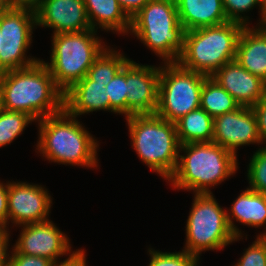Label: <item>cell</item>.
Returning a JSON list of instances; mask_svg holds the SVG:
<instances>
[{"label": "cell", "instance_id": "6da1fadb", "mask_svg": "<svg viewBox=\"0 0 266 266\" xmlns=\"http://www.w3.org/2000/svg\"><path fill=\"white\" fill-rule=\"evenodd\" d=\"M0 93L3 109L27 113L35 122L64 109V92L43 60L0 73Z\"/></svg>", "mask_w": 266, "mask_h": 266}, {"label": "cell", "instance_id": "7a4b0ae2", "mask_svg": "<svg viewBox=\"0 0 266 266\" xmlns=\"http://www.w3.org/2000/svg\"><path fill=\"white\" fill-rule=\"evenodd\" d=\"M38 152L49 162L97 168L99 141L65 109L37 121Z\"/></svg>", "mask_w": 266, "mask_h": 266}, {"label": "cell", "instance_id": "3957f363", "mask_svg": "<svg viewBox=\"0 0 266 266\" xmlns=\"http://www.w3.org/2000/svg\"><path fill=\"white\" fill-rule=\"evenodd\" d=\"M176 171L169 178L174 189L194 194L212 193L209 187L220 185L238 170L237 157L214 142L180 145Z\"/></svg>", "mask_w": 266, "mask_h": 266}, {"label": "cell", "instance_id": "277c9868", "mask_svg": "<svg viewBox=\"0 0 266 266\" xmlns=\"http://www.w3.org/2000/svg\"><path fill=\"white\" fill-rule=\"evenodd\" d=\"M131 146L151 171L164 178L174 174L178 164L180 143L174 122L156 114L126 117Z\"/></svg>", "mask_w": 266, "mask_h": 266}, {"label": "cell", "instance_id": "5b68a950", "mask_svg": "<svg viewBox=\"0 0 266 266\" xmlns=\"http://www.w3.org/2000/svg\"><path fill=\"white\" fill-rule=\"evenodd\" d=\"M129 33L164 63L178 62L184 49L185 30L179 22L175 0H149L131 17Z\"/></svg>", "mask_w": 266, "mask_h": 266}, {"label": "cell", "instance_id": "8992f818", "mask_svg": "<svg viewBox=\"0 0 266 266\" xmlns=\"http://www.w3.org/2000/svg\"><path fill=\"white\" fill-rule=\"evenodd\" d=\"M245 26L238 22L185 31L184 49L178 63L185 69L212 76L236 58L237 44Z\"/></svg>", "mask_w": 266, "mask_h": 266}, {"label": "cell", "instance_id": "52a82bcc", "mask_svg": "<svg viewBox=\"0 0 266 266\" xmlns=\"http://www.w3.org/2000/svg\"><path fill=\"white\" fill-rule=\"evenodd\" d=\"M51 38L50 63L43 62L63 92L87 75L95 59L107 47L94 29L54 34Z\"/></svg>", "mask_w": 266, "mask_h": 266}, {"label": "cell", "instance_id": "ba28073f", "mask_svg": "<svg viewBox=\"0 0 266 266\" xmlns=\"http://www.w3.org/2000/svg\"><path fill=\"white\" fill-rule=\"evenodd\" d=\"M185 228L183 250L199 257L204 251L223 250L225 246L242 239L232 233L227 210L221 208L213 193L194 194Z\"/></svg>", "mask_w": 266, "mask_h": 266}, {"label": "cell", "instance_id": "9c48e42d", "mask_svg": "<svg viewBox=\"0 0 266 266\" xmlns=\"http://www.w3.org/2000/svg\"><path fill=\"white\" fill-rule=\"evenodd\" d=\"M208 76L183 68L178 62L160 65L156 115L176 122L200 108L201 90Z\"/></svg>", "mask_w": 266, "mask_h": 266}, {"label": "cell", "instance_id": "30bf717a", "mask_svg": "<svg viewBox=\"0 0 266 266\" xmlns=\"http://www.w3.org/2000/svg\"><path fill=\"white\" fill-rule=\"evenodd\" d=\"M36 15L28 9H8L0 16V73L29 67L41 59L29 58Z\"/></svg>", "mask_w": 266, "mask_h": 266}, {"label": "cell", "instance_id": "8fae6325", "mask_svg": "<svg viewBox=\"0 0 266 266\" xmlns=\"http://www.w3.org/2000/svg\"><path fill=\"white\" fill-rule=\"evenodd\" d=\"M21 229L19 238L13 246L20 254L45 257L58 266H67L85 252L84 249L72 252L69 237L51 220L22 225ZM66 254L68 258L58 261L59 257Z\"/></svg>", "mask_w": 266, "mask_h": 266}, {"label": "cell", "instance_id": "7c38bea8", "mask_svg": "<svg viewBox=\"0 0 266 266\" xmlns=\"http://www.w3.org/2000/svg\"><path fill=\"white\" fill-rule=\"evenodd\" d=\"M52 198L38 184L8 181V224L22 226L49 220Z\"/></svg>", "mask_w": 266, "mask_h": 266}, {"label": "cell", "instance_id": "4fadbf2b", "mask_svg": "<svg viewBox=\"0 0 266 266\" xmlns=\"http://www.w3.org/2000/svg\"><path fill=\"white\" fill-rule=\"evenodd\" d=\"M160 66L126 62L127 117L155 114L158 106Z\"/></svg>", "mask_w": 266, "mask_h": 266}, {"label": "cell", "instance_id": "5bb4252c", "mask_svg": "<svg viewBox=\"0 0 266 266\" xmlns=\"http://www.w3.org/2000/svg\"><path fill=\"white\" fill-rule=\"evenodd\" d=\"M212 142L224 147L236 157L238 147L262 144L253 109L240 106L233 112L215 117Z\"/></svg>", "mask_w": 266, "mask_h": 266}, {"label": "cell", "instance_id": "9a60e30c", "mask_svg": "<svg viewBox=\"0 0 266 266\" xmlns=\"http://www.w3.org/2000/svg\"><path fill=\"white\" fill-rule=\"evenodd\" d=\"M35 15L37 26L54 29L53 35L92 29L84 0H41Z\"/></svg>", "mask_w": 266, "mask_h": 266}, {"label": "cell", "instance_id": "2e32d148", "mask_svg": "<svg viewBox=\"0 0 266 266\" xmlns=\"http://www.w3.org/2000/svg\"><path fill=\"white\" fill-rule=\"evenodd\" d=\"M240 106H255L266 96V83L241 67L236 60L223 65L212 76Z\"/></svg>", "mask_w": 266, "mask_h": 266}, {"label": "cell", "instance_id": "e0dca14e", "mask_svg": "<svg viewBox=\"0 0 266 266\" xmlns=\"http://www.w3.org/2000/svg\"><path fill=\"white\" fill-rule=\"evenodd\" d=\"M64 109L75 117L100 110L110 112L106 86L85 76L64 92Z\"/></svg>", "mask_w": 266, "mask_h": 266}, {"label": "cell", "instance_id": "ac0fdd59", "mask_svg": "<svg viewBox=\"0 0 266 266\" xmlns=\"http://www.w3.org/2000/svg\"><path fill=\"white\" fill-rule=\"evenodd\" d=\"M237 63L266 83V28L245 26L236 51Z\"/></svg>", "mask_w": 266, "mask_h": 266}, {"label": "cell", "instance_id": "d6986e66", "mask_svg": "<svg viewBox=\"0 0 266 266\" xmlns=\"http://www.w3.org/2000/svg\"><path fill=\"white\" fill-rule=\"evenodd\" d=\"M185 31L228 22L222 0H175Z\"/></svg>", "mask_w": 266, "mask_h": 266}, {"label": "cell", "instance_id": "ffe728a7", "mask_svg": "<svg viewBox=\"0 0 266 266\" xmlns=\"http://www.w3.org/2000/svg\"><path fill=\"white\" fill-rule=\"evenodd\" d=\"M227 211V221L232 233L237 237H242L241 230L233 220L246 226L262 227L266 229V195L253 191L249 187L242 191L234 200L231 209Z\"/></svg>", "mask_w": 266, "mask_h": 266}, {"label": "cell", "instance_id": "44dd1931", "mask_svg": "<svg viewBox=\"0 0 266 266\" xmlns=\"http://www.w3.org/2000/svg\"><path fill=\"white\" fill-rule=\"evenodd\" d=\"M84 3L92 29L129 34L131 18L117 0H84Z\"/></svg>", "mask_w": 266, "mask_h": 266}, {"label": "cell", "instance_id": "7402d4cb", "mask_svg": "<svg viewBox=\"0 0 266 266\" xmlns=\"http://www.w3.org/2000/svg\"><path fill=\"white\" fill-rule=\"evenodd\" d=\"M212 118L205 110L198 108L175 122L180 145L186 143L212 142Z\"/></svg>", "mask_w": 266, "mask_h": 266}, {"label": "cell", "instance_id": "603a6c76", "mask_svg": "<svg viewBox=\"0 0 266 266\" xmlns=\"http://www.w3.org/2000/svg\"><path fill=\"white\" fill-rule=\"evenodd\" d=\"M236 100L211 76H208L202 85L200 108L212 118L230 113L239 108Z\"/></svg>", "mask_w": 266, "mask_h": 266}, {"label": "cell", "instance_id": "cb8c5ba5", "mask_svg": "<svg viewBox=\"0 0 266 266\" xmlns=\"http://www.w3.org/2000/svg\"><path fill=\"white\" fill-rule=\"evenodd\" d=\"M111 48L108 46L101 52L86 75L90 80L105 86L129 60L123 53Z\"/></svg>", "mask_w": 266, "mask_h": 266}, {"label": "cell", "instance_id": "d4e9b609", "mask_svg": "<svg viewBox=\"0 0 266 266\" xmlns=\"http://www.w3.org/2000/svg\"><path fill=\"white\" fill-rule=\"evenodd\" d=\"M35 120L27 113L2 109L0 112V147L7 146L20 136Z\"/></svg>", "mask_w": 266, "mask_h": 266}, {"label": "cell", "instance_id": "484cf974", "mask_svg": "<svg viewBox=\"0 0 266 266\" xmlns=\"http://www.w3.org/2000/svg\"><path fill=\"white\" fill-rule=\"evenodd\" d=\"M106 93L110 99V112L124 114L127 117V83L126 64L116 73L106 86Z\"/></svg>", "mask_w": 266, "mask_h": 266}, {"label": "cell", "instance_id": "4316f807", "mask_svg": "<svg viewBox=\"0 0 266 266\" xmlns=\"http://www.w3.org/2000/svg\"><path fill=\"white\" fill-rule=\"evenodd\" d=\"M247 168L249 188L266 195V147L254 152Z\"/></svg>", "mask_w": 266, "mask_h": 266}, {"label": "cell", "instance_id": "83f0119b", "mask_svg": "<svg viewBox=\"0 0 266 266\" xmlns=\"http://www.w3.org/2000/svg\"><path fill=\"white\" fill-rule=\"evenodd\" d=\"M150 263L148 266H198L200 257L184 250L181 252H161L148 249Z\"/></svg>", "mask_w": 266, "mask_h": 266}, {"label": "cell", "instance_id": "f1b7e54d", "mask_svg": "<svg viewBox=\"0 0 266 266\" xmlns=\"http://www.w3.org/2000/svg\"><path fill=\"white\" fill-rule=\"evenodd\" d=\"M222 2L228 21L238 22L244 26L250 24V17L245 16L244 13L257 6L259 10H262V0H222Z\"/></svg>", "mask_w": 266, "mask_h": 266}, {"label": "cell", "instance_id": "f546056e", "mask_svg": "<svg viewBox=\"0 0 266 266\" xmlns=\"http://www.w3.org/2000/svg\"><path fill=\"white\" fill-rule=\"evenodd\" d=\"M234 266H266V252L263 245L256 239Z\"/></svg>", "mask_w": 266, "mask_h": 266}, {"label": "cell", "instance_id": "4dcf8cb0", "mask_svg": "<svg viewBox=\"0 0 266 266\" xmlns=\"http://www.w3.org/2000/svg\"><path fill=\"white\" fill-rule=\"evenodd\" d=\"M8 266H58L55 262L45 257L24 255L14 248L9 254Z\"/></svg>", "mask_w": 266, "mask_h": 266}, {"label": "cell", "instance_id": "1f68e13d", "mask_svg": "<svg viewBox=\"0 0 266 266\" xmlns=\"http://www.w3.org/2000/svg\"><path fill=\"white\" fill-rule=\"evenodd\" d=\"M252 109L257 117L258 132L261 142L266 144V96L253 106Z\"/></svg>", "mask_w": 266, "mask_h": 266}, {"label": "cell", "instance_id": "d6a6232c", "mask_svg": "<svg viewBox=\"0 0 266 266\" xmlns=\"http://www.w3.org/2000/svg\"><path fill=\"white\" fill-rule=\"evenodd\" d=\"M8 182H0V226L8 228Z\"/></svg>", "mask_w": 266, "mask_h": 266}, {"label": "cell", "instance_id": "836d02e7", "mask_svg": "<svg viewBox=\"0 0 266 266\" xmlns=\"http://www.w3.org/2000/svg\"><path fill=\"white\" fill-rule=\"evenodd\" d=\"M9 228L1 227L0 226V266H8V259H9V239H10V232L8 231Z\"/></svg>", "mask_w": 266, "mask_h": 266}, {"label": "cell", "instance_id": "e575fe53", "mask_svg": "<svg viewBox=\"0 0 266 266\" xmlns=\"http://www.w3.org/2000/svg\"><path fill=\"white\" fill-rule=\"evenodd\" d=\"M121 5L122 9L126 12V14L131 18L133 17L139 10L143 8V6L149 0H117Z\"/></svg>", "mask_w": 266, "mask_h": 266}, {"label": "cell", "instance_id": "d590c367", "mask_svg": "<svg viewBox=\"0 0 266 266\" xmlns=\"http://www.w3.org/2000/svg\"><path fill=\"white\" fill-rule=\"evenodd\" d=\"M9 9H28L36 11L41 0H5Z\"/></svg>", "mask_w": 266, "mask_h": 266}, {"label": "cell", "instance_id": "8d00e7d4", "mask_svg": "<svg viewBox=\"0 0 266 266\" xmlns=\"http://www.w3.org/2000/svg\"><path fill=\"white\" fill-rule=\"evenodd\" d=\"M260 13V19L259 23H257V26L266 28V0H262V10L259 11Z\"/></svg>", "mask_w": 266, "mask_h": 266}, {"label": "cell", "instance_id": "74e56055", "mask_svg": "<svg viewBox=\"0 0 266 266\" xmlns=\"http://www.w3.org/2000/svg\"><path fill=\"white\" fill-rule=\"evenodd\" d=\"M256 239L263 245L266 252V230L265 232L258 234Z\"/></svg>", "mask_w": 266, "mask_h": 266}, {"label": "cell", "instance_id": "f35d334b", "mask_svg": "<svg viewBox=\"0 0 266 266\" xmlns=\"http://www.w3.org/2000/svg\"><path fill=\"white\" fill-rule=\"evenodd\" d=\"M8 6L5 2V0H0V16L4 14L8 10Z\"/></svg>", "mask_w": 266, "mask_h": 266}, {"label": "cell", "instance_id": "ab89813d", "mask_svg": "<svg viewBox=\"0 0 266 266\" xmlns=\"http://www.w3.org/2000/svg\"><path fill=\"white\" fill-rule=\"evenodd\" d=\"M3 107H2V100H1V93H0V112L2 111Z\"/></svg>", "mask_w": 266, "mask_h": 266}, {"label": "cell", "instance_id": "60d3db41", "mask_svg": "<svg viewBox=\"0 0 266 266\" xmlns=\"http://www.w3.org/2000/svg\"><path fill=\"white\" fill-rule=\"evenodd\" d=\"M0 50H1V31H0Z\"/></svg>", "mask_w": 266, "mask_h": 266}]
</instances>
